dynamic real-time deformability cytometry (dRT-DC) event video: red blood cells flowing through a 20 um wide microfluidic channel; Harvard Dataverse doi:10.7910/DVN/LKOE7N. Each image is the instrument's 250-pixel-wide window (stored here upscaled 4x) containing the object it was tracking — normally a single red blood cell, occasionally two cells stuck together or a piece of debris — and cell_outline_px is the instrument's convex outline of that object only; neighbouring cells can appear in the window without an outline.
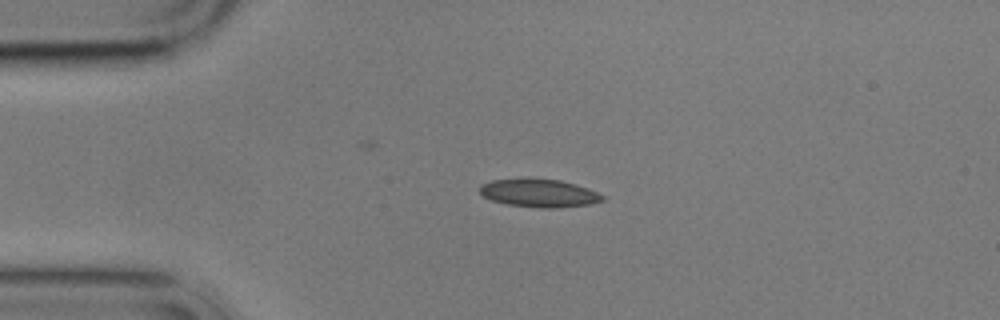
{"species": "common noctule bat (a hibernating species)", "species_latin": "Nyctalus noctula", "temperature_condition": "cold", "stored_images_in_passage": 3, "camera_frame_rate_fps": 3000, "um_per_image_px": 0.085, "animal": {"sex": "male", "body_mass_g": 17.9}, "frame": {"image": 1, "passage_image": 1, "time_ms": 0.0, "image_size_px": [1000, 320], "cell_outline_px": [[604, 200], [592, 204], [556, 208], [540, 208], [508, 204], [492, 200], [484, 196], [480, 192], [480, 184], [492, 180], [560, 180], [576, 184], [588, 188], [604, 196]], "centroid_in_image_um": [45.87, 16.44], "position_along_channel_um": 39.1, "area_um2": 19.59}}
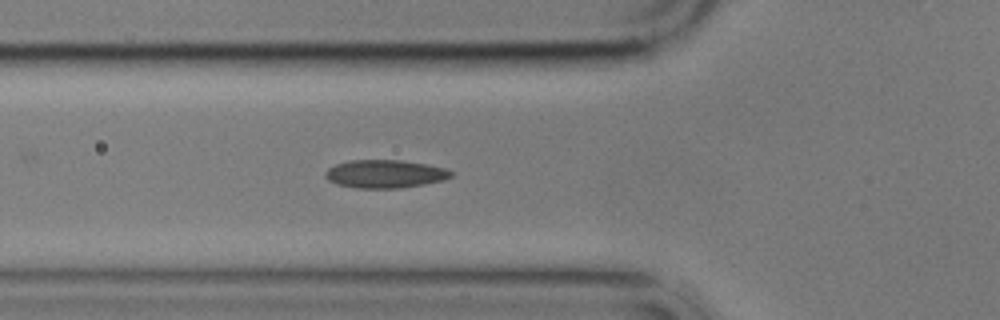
{"frame": {"image": 2, "passage_image": 3, "time_ms": 2.333, "image_size_px": [1000, 320], "cell_outline_px": [[456, 172], [452, 176], [444, 180], [424, 184], [400, 188], [356, 188], [336, 184], [328, 180], [324, 176], [324, 172], [328, 168], [336, 164], [348, 160], [400, 160], [428, 164], [448, 168]], "centroid_in_image_um": [32.75, 14.78], "position_along_channel_um": 93.0, "area_um2": 20.92}}